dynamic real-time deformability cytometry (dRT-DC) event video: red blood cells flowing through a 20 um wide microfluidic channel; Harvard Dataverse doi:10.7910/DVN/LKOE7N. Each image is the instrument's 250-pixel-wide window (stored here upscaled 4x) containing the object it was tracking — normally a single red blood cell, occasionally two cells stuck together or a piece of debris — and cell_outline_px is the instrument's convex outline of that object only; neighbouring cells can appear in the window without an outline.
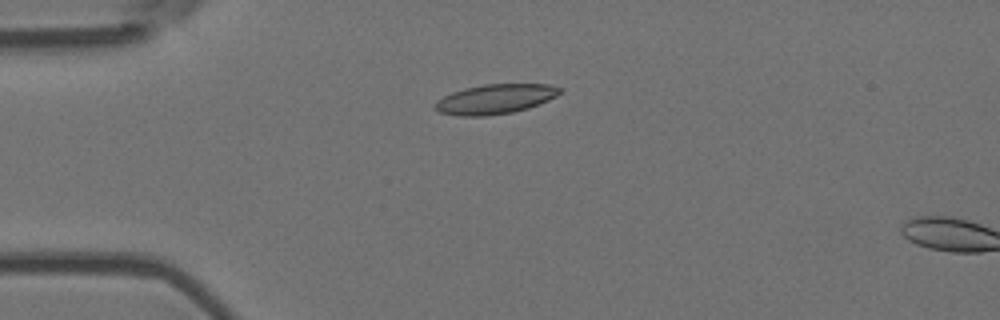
{"species": "Egyptian fruit bat (a non-hibernating species)", "species_latin": "Rousettus aegyptiacus", "temperature_condition": "room temperature", "stored_images_in_passage": 2, "camera_frame_rate_fps": 3000, "um_per_image_px": 0.085, "animal": {"sex": "female"}, "frame": {"image": 1, "passage_image": 1, "time_ms": 0.0, "image_size_px": [1000, 320], "cell_outline_px": [[564, 88], [556, 96], [548, 100], [528, 108], [512, 112], [484, 116], [460, 116], [440, 112], [432, 108], [436, 100], [452, 92], [464, 88], [484, 84], [552, 84]], "centroid_in_image_um": [42.08, 8.41], "position_along_channel_um": 42.9, "area_um2": 21.68}}